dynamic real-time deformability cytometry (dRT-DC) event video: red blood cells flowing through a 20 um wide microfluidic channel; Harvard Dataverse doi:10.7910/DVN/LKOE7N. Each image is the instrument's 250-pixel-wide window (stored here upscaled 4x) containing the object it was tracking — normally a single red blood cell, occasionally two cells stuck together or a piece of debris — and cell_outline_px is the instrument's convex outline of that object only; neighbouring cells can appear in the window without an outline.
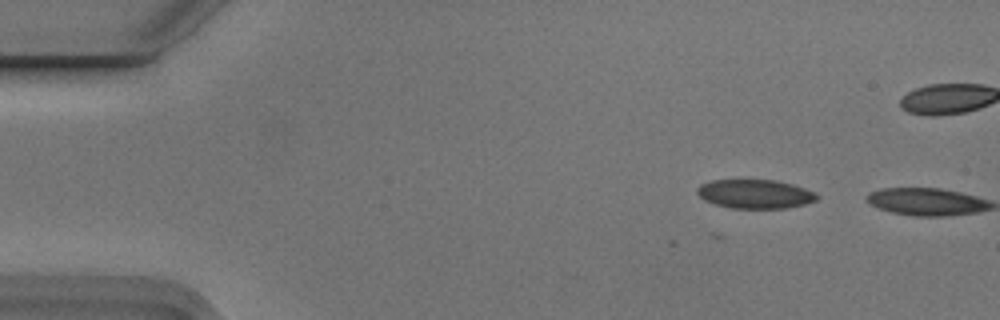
{"species": "Egyptian fruit bat (a non-hibernating species)", "species_latin": "Rousettus aegyptiacus", "temperature_condition": "cold", "stored_images_in_passage": 3, "camera_frame_rate_fps": 3000, "um_per_image_px": 0.085, "animal": {"sex": "male"}, "frame": {"image": 1, "passage_image": 2, "time_ms": 0.333, "image_size_px": [1000, 320], "cell_outline_px": [[820, 196], [816, 200], [804, 204], [784, 208], [732, 208], [716, 204], [704, 200], [696, 192], [696, 188], [700, 184], [712, 180], [776, 180], [792, 184], [804, 188]], "centroid_in_image_um": [64.15, 16.48], "position_along_channel_um": 20.8, "area_um2": 20.06}}